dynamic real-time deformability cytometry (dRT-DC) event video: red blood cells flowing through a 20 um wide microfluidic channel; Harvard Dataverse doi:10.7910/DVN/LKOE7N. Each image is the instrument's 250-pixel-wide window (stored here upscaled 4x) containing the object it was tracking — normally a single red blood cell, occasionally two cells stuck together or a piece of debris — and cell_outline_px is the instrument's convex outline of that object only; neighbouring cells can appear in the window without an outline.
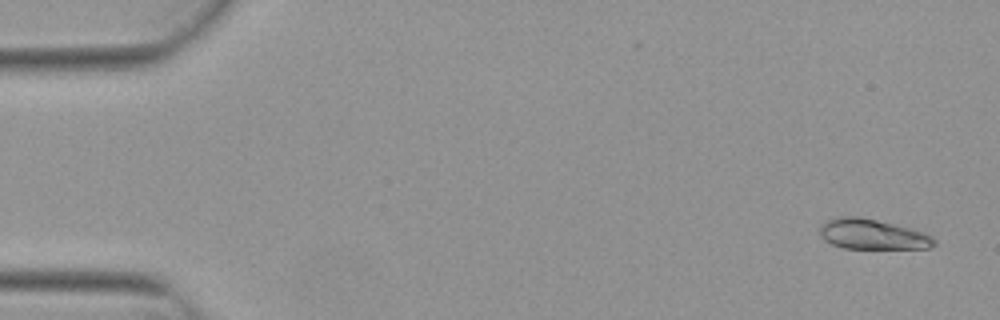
{"species": "Egyptian fruit bat (a non-hibernating species)", "species_latin": "Rousettus aegyptiacus", "temperature_condition": "warm", "stored_images_in_passage": 4, "camera_frame_rate_fps": 3000, "um_per_image_px": 0.085, "animal": {"sex": "female"}, "frame": {"image": 1, "passage_image": 1, "time_ms": 0.0, "image_size_px": [1000, 320], "cell_outline_px": [[936, 244], [928, 248], [844, 248], [832, 244], [824, 240], [820, 236], [820, 224], [836, 216], [860, 216], [924, 232], [932, 236], [936, 240]], "centroid_in_image_um": [74.12, 19.91], "position_along_channel_um": 10.9, "area_um2": 20.06}}